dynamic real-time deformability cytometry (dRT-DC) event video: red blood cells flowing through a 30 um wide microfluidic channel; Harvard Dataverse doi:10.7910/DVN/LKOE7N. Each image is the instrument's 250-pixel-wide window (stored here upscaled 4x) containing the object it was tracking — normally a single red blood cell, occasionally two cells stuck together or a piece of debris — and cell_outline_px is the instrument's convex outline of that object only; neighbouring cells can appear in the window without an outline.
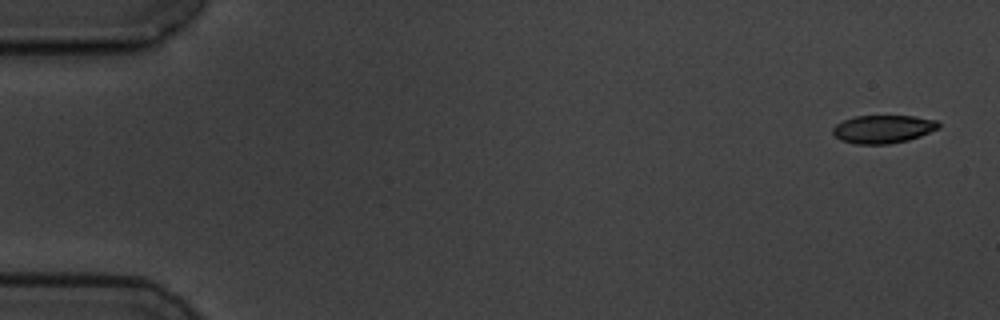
{"species": "common noctule bat (a hibernating species)", "species_latin": "Nyctalus noctula", "temperature_condition": "cold", "stored_images_in_passage": 6, "camera_frame_rate_fps": 3000, "um_per_image_px": 0.085, "animal": {"sex": "male", "body_mass_g": 19.5, "forearm_length_mm": 54.6}, "frame": {"image": 1, "passage_image": 1, "time_ms": 0.0, "image_size_px": [1000, 320], "cell_outline_px": [[940, 128], [920, 136], [908, 140], [888, 144], [856, 144], [840, 140], [832, 132], [832, 128], [836, 124], [844, 120], [856, 116], [912, 116], [936, 120], [940, 124]], "centroid_in_image_um": [75.06, 10.97], "position_along_channel_um": 9.9, "area_um2": 17.28}}
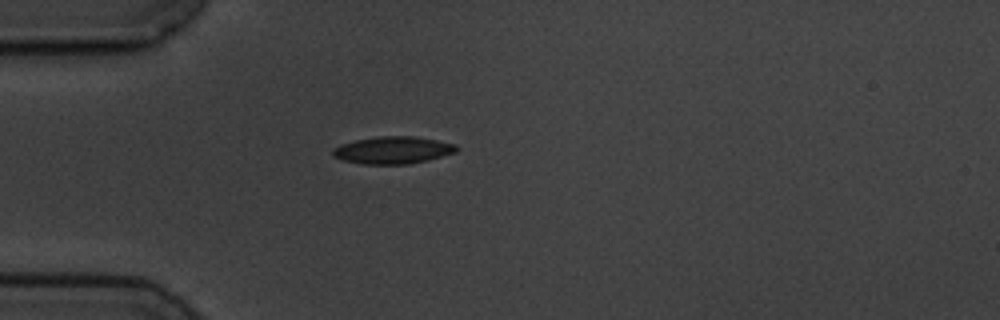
{"frame": {"image": 2, "passage_image": 5, "time_ms": 4.667, "image_size_px": [1000, 320], "cell_outline_px": [[460, 148], [456, 152], [428, 160], [408, 164], [360, 164], [344, 160], [332, 156], [332, 148], [340, 144], [356, 140], [376, 136], [412, 136], [436, 140], [456, 144]], "centroid_in_image_um": [33.38, 12.76], "position_along_channel_um": 51.6, "area_um2": 19.77}}